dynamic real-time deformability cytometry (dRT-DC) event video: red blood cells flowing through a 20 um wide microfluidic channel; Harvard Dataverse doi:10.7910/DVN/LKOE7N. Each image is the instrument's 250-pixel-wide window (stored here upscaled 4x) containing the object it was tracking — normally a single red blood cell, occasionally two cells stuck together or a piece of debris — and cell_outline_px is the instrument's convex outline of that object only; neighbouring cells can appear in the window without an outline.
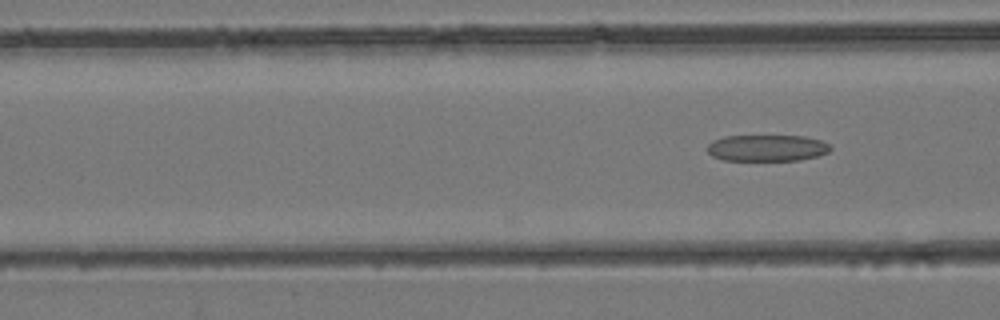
{"species": "common noctule bat (a hibernating species)", "species_latin": "Nyctalus noctula", "temperature_condition": "room temperature", "stored_images_in_passage": 4, "camera_frame_rate_fps": 3000, "um_per_image_px": 0.085, "animal": {"sex": "female", "body_mass_g": 24.6, "forearm_length_mm": 56.2}, "frame": {"image": 1, "passage_image": 4, "time_ms": 1.0, "image_size_px": [1000, 320], "cell_outline_px": [[832, 148], [828, 152], [820, 156], [800, 160], [724, 160], [712, 156], [708, 152], [708, 144], [712, 140], [724, 136], [804, 136], [820, 140], [828, 144]], "centroid_in_image_um": [65.2, 12.58], "position_along_channel_um": 101.4, "area_um2": 19.02}}